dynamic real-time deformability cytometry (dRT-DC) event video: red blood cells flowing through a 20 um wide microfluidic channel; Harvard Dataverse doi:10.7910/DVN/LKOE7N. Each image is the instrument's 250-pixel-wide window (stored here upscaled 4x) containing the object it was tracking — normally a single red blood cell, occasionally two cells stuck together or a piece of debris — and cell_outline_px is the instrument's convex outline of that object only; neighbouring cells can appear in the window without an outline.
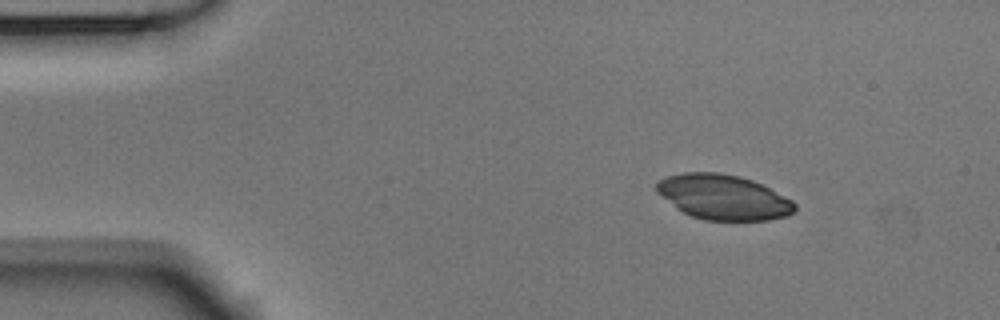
{"species": "Egyptian fruit bat (a non-hibernating species)", "species_latin": "Rousettus aegyptiacus", "temperature_condition": "room temperature", "stored_images_in_passage": 4, "camera_frame_rate_fps": 3000, "um_per_image_px": 0.085, "animal": {"sex": "male"}, "frame": {"image": 1, "passage_image": 2, "time_ms": 0.333, "image_size_px": [1000, 320], "cell_outline_px": [[796, 208], [788, 216], [768, 220], [704, 220], [692, 216], [676, 208], [656, 192], [656, 184], [660, 180], [668, 176], [684, 172], [720, 172], [740, 176], [752, 180], [792, 200], [796, 204]], "centroid_in_image_um": [61.47, 16.75], "position_along_channel_um": 23.5, "area_um2": 36.07}}